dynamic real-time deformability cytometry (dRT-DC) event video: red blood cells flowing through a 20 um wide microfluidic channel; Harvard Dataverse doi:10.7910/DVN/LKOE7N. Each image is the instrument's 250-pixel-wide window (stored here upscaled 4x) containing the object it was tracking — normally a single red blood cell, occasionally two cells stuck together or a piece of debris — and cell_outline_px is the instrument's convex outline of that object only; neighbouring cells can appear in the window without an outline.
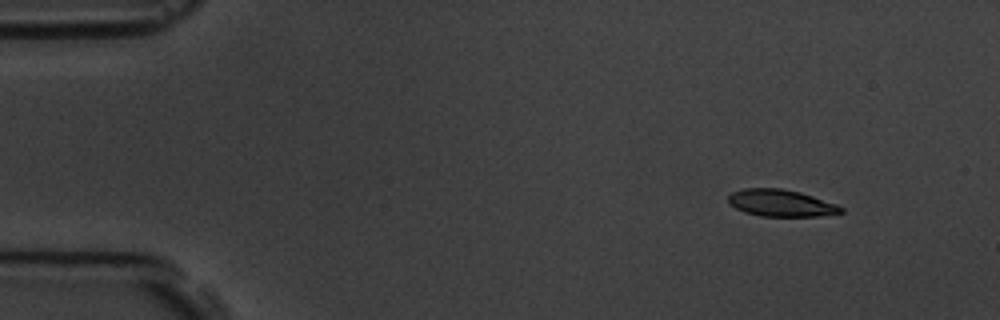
{"species": "common noctule bat (a hibernating species)", "species_latin": "Nyctalus noctula", "temperature_condition": "room temperature", "stored_images_in_passage": 5, "camera_frame_rate_fps": 3000, "um_per_image_px": 0.085, "animal": {"sex": "male", "body_mass_g": 19.5, "forearm_length_mm": 54.6}, "frame": {"image": 1, "passage_image": 1, "time_ms": 0.0, "image_size_px": [1000, 320], "cell_outline_px": [[844, 212], [820, 216], [760, 216], [744, 212], [728, 204], [728, 196], [732, 192], [744, 188], [780, 188], [800, 192], [836, 204], [844, 208]], "centroid_in_image_um": [66.36, 17.26], "position_along_channel_um": 18.6, "area_um2": 17.69}}
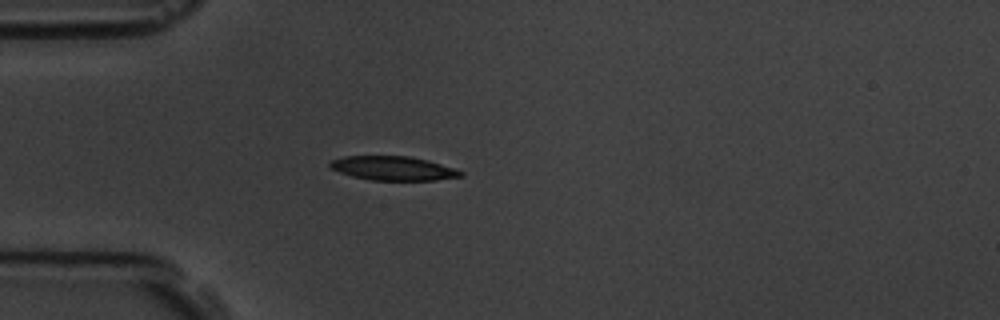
{"frame": {"image": 2, "passage_image": 4, "time_ms": 3.333, "image_size_px": [1000, 320], "cell_outline_px": [[464, 176], [436, 180], [372, 180], [352, 176], [340, 172], [332, 168], [328, 164], [332, 160], [344, 156], [408, 156], [428, 160], [456, 168], [464, 172]], "centroid_in_image_um": [33.47, 14.3], "position_along_channel_um": 51.5, "area_um2": 18.32}}